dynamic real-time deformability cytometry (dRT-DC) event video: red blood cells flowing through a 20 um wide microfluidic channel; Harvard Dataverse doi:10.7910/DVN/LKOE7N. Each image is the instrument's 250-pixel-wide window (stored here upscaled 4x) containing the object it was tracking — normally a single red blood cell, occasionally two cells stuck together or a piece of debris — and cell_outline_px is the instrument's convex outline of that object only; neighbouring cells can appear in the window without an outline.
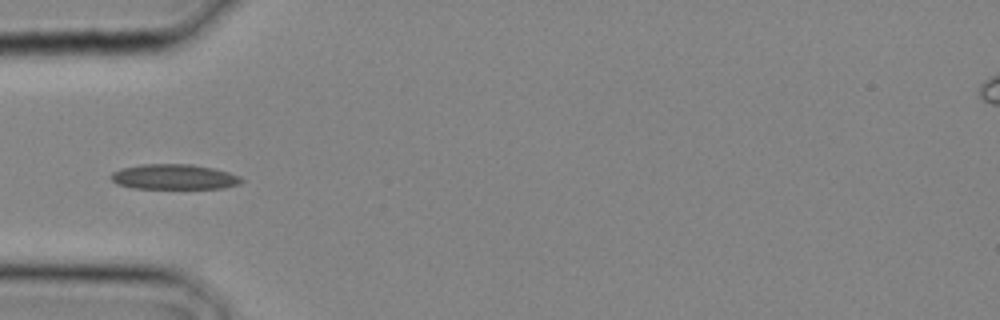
{"species": "common noctule bat (a hibernating species)", "species_latin": "Nyctalus noctula", "temperature_condition": "cold", "stored_images_in_passage": 3, "camera_frame_rate_fps": 3000, "um_per_image_px": 0.085, "animal": {"sex": "male", "body_mass_g": 20.4}, "frame": {"image": 1, "passage_image": 3, "time_ms": 0.667, "image_size_px": [1000, 320], "cell_outline_px": [[244, 180], [240, 184], [224, 188], [132, 188], [116, 184], [108, 176], [112, 172], [120, 168], [140, 164], [192, 164], [212, 168], [228, 172], [240, 176]], "centroid_in_image_um": [14.76, 15.03], "position_along_channel_um": 70.2, "area_um2": 19.31}}